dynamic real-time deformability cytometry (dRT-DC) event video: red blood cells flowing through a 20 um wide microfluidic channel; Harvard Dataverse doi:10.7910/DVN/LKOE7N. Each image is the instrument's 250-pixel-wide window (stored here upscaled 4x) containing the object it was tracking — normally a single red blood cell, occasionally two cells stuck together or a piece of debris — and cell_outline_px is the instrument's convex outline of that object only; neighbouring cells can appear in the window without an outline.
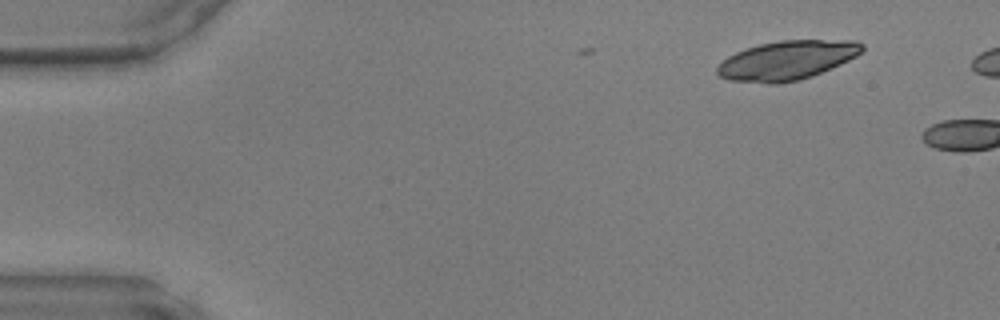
{"species": "common noctule bat (a hibernating species)", "species_latin": "Nyctalus noctula", "temperature_condition": "warm", "stored_images_in_passage": 3, "camera_frame_rate_fps": 3000, "um_per_image_px": 0.085, "animal": {"sex": "male", "body_mass_g": 17.9, "forearm_length_mm": 54.2}, "frame": {"image": 1, "passage_image": 1, "time_ms": 0.0, "image_size_px": [1000, 320], "cell_outline_px": [[864, 48], [856, 56], [840, 64], [812, 76], [800, 80], [776, 84], [768, 84], [728, 80], [720, 76], [716, 72], [716, 68], [728, 56], [736, 52], [760, 44], [780, 40], [856, 40], [864, 44]], "centroid_in_image_um": [66.89, 5.13], "position_along_channel_um": 18.1, "area_um2": 33.0}}